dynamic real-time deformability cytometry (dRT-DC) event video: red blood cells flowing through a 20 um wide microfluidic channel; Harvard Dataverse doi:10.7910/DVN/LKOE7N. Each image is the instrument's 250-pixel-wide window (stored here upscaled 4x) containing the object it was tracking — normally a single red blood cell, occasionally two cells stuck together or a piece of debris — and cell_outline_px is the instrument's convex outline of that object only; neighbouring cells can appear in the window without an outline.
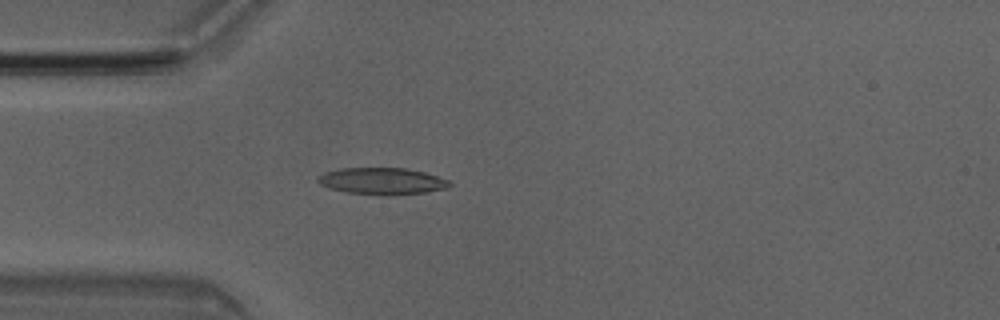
{"species": "Egyptian fruit bat (a non-hibernating species)", "species_latin": "Rousettus aegyptiacus", "temperature_condition": "room temperature", "stored_images_in_passage": 4, "camera_frame_rate_fps": 3000, "um_per_image_px": 0.085, "animal": {"sex": "male"}, "frame": {"image": 1, "passage_image": 4, "time_ms": 1.0, "image_size_px": [1000, 320], "cell_outline_px": [[452, 184], [444, 188], [424, 192], [380, 196], [344, 192], [328, 188], [320, 184], [316, 180], [324, 172], [340, 168], [404, 168], [424, 172], [448, 180]], "centroid_in_image_um": [32.41, 15.4], "position_along_channel_um": 52.6, "area_um2": 20.46}}